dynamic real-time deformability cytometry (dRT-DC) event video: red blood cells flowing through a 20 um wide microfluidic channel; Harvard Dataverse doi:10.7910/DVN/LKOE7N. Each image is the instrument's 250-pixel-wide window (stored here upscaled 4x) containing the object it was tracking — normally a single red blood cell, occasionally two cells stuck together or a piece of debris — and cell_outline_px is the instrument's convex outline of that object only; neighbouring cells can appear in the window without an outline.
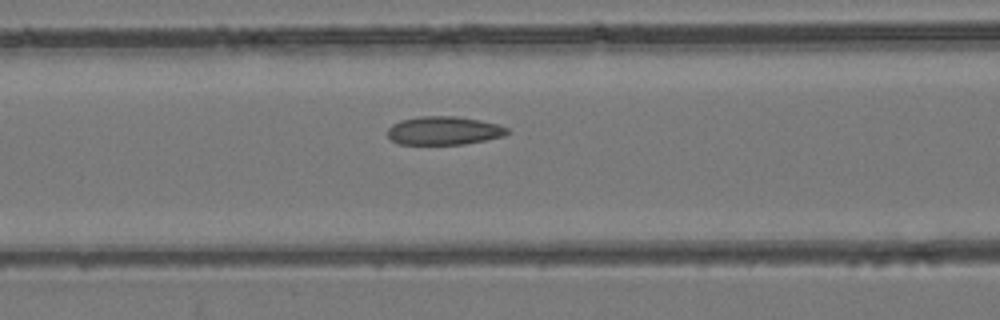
{"species": "common noctule bat (a hibernating species)", "species_latin": "Nyctalus noctula", "temperature_condition": "room temperature", "stored_images_in_passage": 39, "camera_frame_rate_fps": 3000, "um_per_image_px": 0.085, "animal": {"sex": "female", "body_mass_g": 24.6, "forearm_length_mm": 56.2}, "frame": {"image": 1, "passage_image": 11, "time_ms": 3.333, "image_size_px": [1000, 320], "cell_outline_px": [[512, 132], [504, 136], [464, 144], [400, 144], [392, 140], [388, 136], [388, 128], [392, 124], [400, 120], [420, 116], [456, 116], [480, 120], [500, 124], [508, 128]], "centroid_in_image_um": [37.76, 11.09], "position_along_channel_um": 128.8, "area_um2": 19.94}}
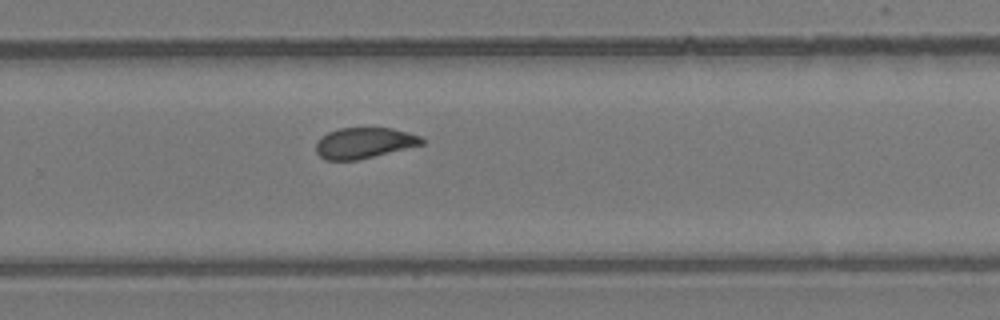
{"frame": {"image": 2, "passage_image": 23, "time_ms": 7.333, "image_size_px": [1000, 320], "cell_outline_px": [[424, 144], [356, 160], [324, 160], [316, 152], [316, 140], [320, 136], [328, 132], [340, 128], [392, 128], [408, 132], [420, 136], [424, 140]], "centroid_in_image_um": [30.91, 12.14], "position_along_channel_um": 298.9, "area_um2": 18.96}}
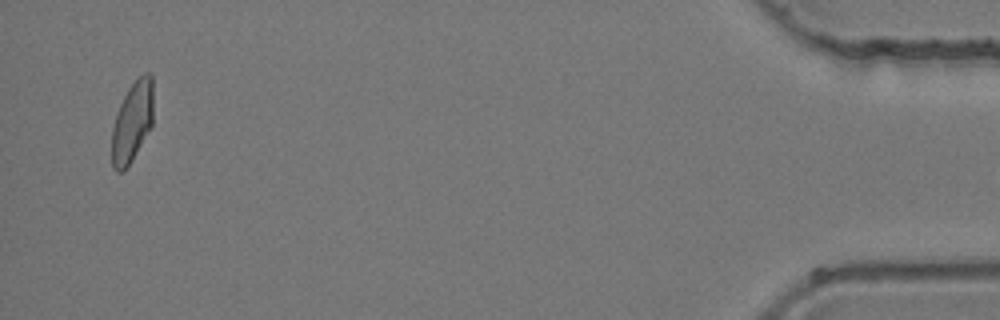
{"frame": {"image": 3, "passage_image": 38, "time_ms": 12.333, "image_size_px": [1000, 320], "cell_outline_px": [[152, 124], [132, 160], [120, 172], [116, 172], [112, 168], [112, 128], [120, 104], [128, 88], [144, 72], [148, 72], [152, 76]], "centroid_in_image_um": [11.23, 10.35], "position_along_channel_um": 424.0, "area_um2": 19.07}}